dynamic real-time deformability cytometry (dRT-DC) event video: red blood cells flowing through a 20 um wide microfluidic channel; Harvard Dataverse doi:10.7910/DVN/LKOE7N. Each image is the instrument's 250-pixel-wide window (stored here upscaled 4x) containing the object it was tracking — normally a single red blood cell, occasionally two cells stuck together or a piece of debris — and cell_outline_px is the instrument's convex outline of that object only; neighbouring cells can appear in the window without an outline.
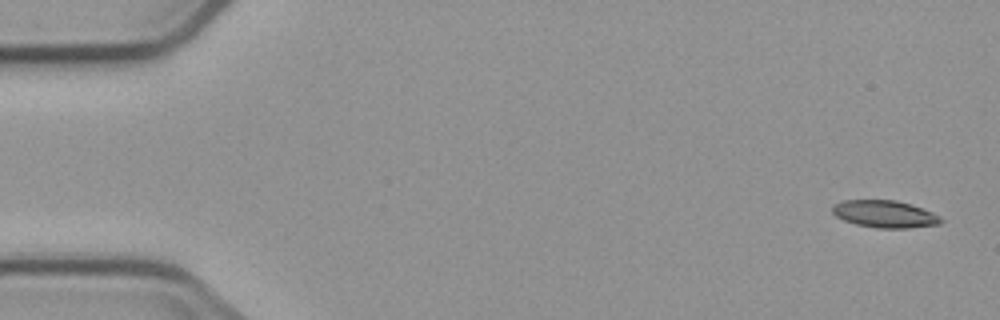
{"species": "common noctule bat (a hibernating species)", "species_latin": "Nyctalus noctula", "temperature_condition": "cold", "stored_images_in_passage": 4, "camera_frame_rate_fps": 3000, "um_per_image_px": 0.085, "animal": {"sex": "male", "body_mass_g": 23.1, "forearm_length_mm": 52.7}, "frame": {"image": 1, "passage_image": 1, "time_ms": 0.0, "image_size_px": [1000, 320], "cell_outline_px": [[944, 220], [940, 224], [908, 228], [876, 228], [856, 224], [844, 220], [836, 216], [832, 212], [832, 204], [844, 200], [896, 200], [912, 204], [932, 212], [940, 216]], "centroid_in_image_um": [75.21, 18.19], "position_along_channel_um": 9.8, "area_um2": 17.34}}
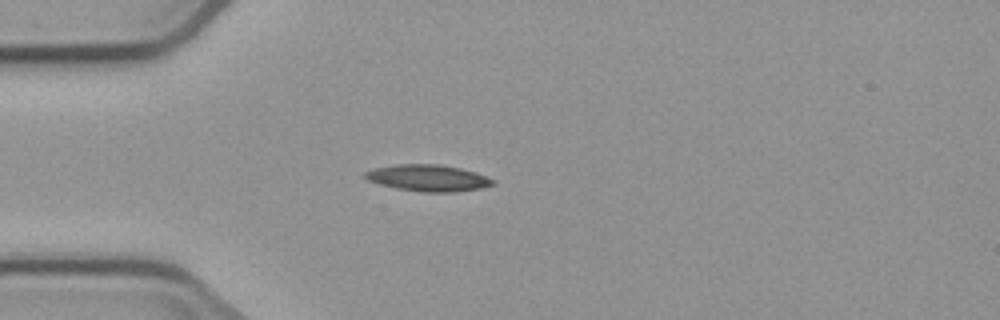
{"frame": {"image": 2, "passage_image": 4, "time_ms": 4.333, "image_size_px": [1000, 320], "cell_outline_px": [[496, 184], [480, 188], [452, 192], [424, 192], [396, 188], [380, 184], [368, 180], [364, 176], [364, 172], [376, 168], [396, 164], [440, 164], [460, 168], [476, 172], [488, 176], [496, 180]], "centroid_in_image_um": [36.43, 15.12], "position_along_channel_um": 48.6, "area_um2": 19.77}}